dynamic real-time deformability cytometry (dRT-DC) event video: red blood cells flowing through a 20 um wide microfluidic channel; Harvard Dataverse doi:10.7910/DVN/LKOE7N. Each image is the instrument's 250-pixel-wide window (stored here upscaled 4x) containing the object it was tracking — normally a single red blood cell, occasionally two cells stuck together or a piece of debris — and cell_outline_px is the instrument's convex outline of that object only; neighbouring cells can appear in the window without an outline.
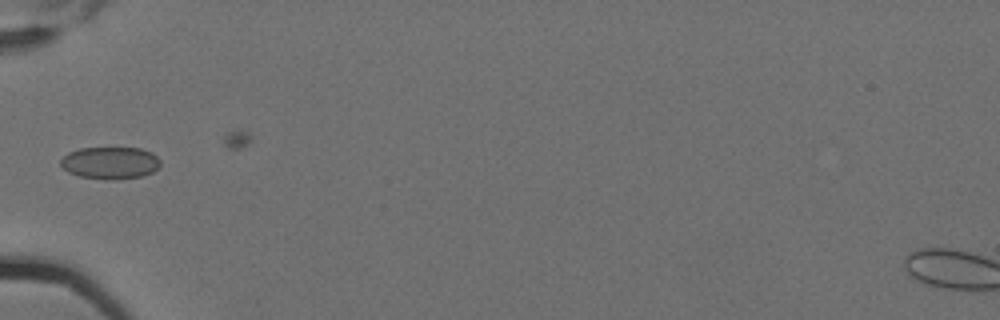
{"species": "Egyptian fruit bat (a non-hibernating species)", "species_latin": "Rousettus aegyptiacus", "temperature_condition": "cold", "stored_images_in_passage": 7, "camera_frame_rate_fps": 3000, "um_per_image_px": 0.085, "animal": {"sex": "female"}, "frame": {"image": 1, "passage_image": 6, "time_ms": 1.667, "image_size_px": [1000, 320], "cell_outline_px": [[160, 164], [152, 172], [140, 176], [112, 180], [108, 180], [80, 176], [68, 172], [60, 164], [60, 160], [68, 152], [80, 148], [140, 148], [152, 152], [160, 160]], "centroid_in_image_um": [9.35, 13.84], "position_along_channel_um": 75.7, "area_um2": 18.61}}